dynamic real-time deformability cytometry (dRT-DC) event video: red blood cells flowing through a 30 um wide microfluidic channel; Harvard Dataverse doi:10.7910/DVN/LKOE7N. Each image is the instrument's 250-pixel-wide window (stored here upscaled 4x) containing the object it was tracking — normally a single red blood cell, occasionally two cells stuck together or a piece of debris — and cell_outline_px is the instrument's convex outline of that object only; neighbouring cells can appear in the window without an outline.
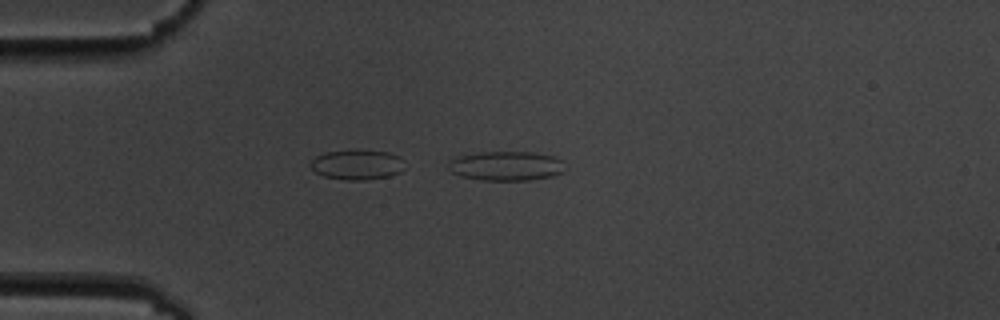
{"species": "common noctule bat (a hibernating species)", "species_latin": "Nyctalus noctula", "temperature_condition": "cold", "stored_images_in_passage": 4, "camera_frame_rate_fps": 3000, "um_per_image_px": 0.085, "animal": {"sex": "male", "body_mass_g": 19.5, "forearm_length_mm": 54.6}, "frame": {"image": 1, "passage_image": 4, "time_ms": 3.667, "image_size_px": [1000, 320], "cell_outline_px": [[568, 168], [564, 172], [552, 176], [528, 180], [484, 180], [460, 176], [452, 172], [448, 168], [448, 160], [456, 156], [476, 152], [532, 152], [556, 156], [564, 160]], "centroid_in_image_um": [43.07, 14.09], "position_along_channel_um": 41.9, "area_um2": 20.46}}